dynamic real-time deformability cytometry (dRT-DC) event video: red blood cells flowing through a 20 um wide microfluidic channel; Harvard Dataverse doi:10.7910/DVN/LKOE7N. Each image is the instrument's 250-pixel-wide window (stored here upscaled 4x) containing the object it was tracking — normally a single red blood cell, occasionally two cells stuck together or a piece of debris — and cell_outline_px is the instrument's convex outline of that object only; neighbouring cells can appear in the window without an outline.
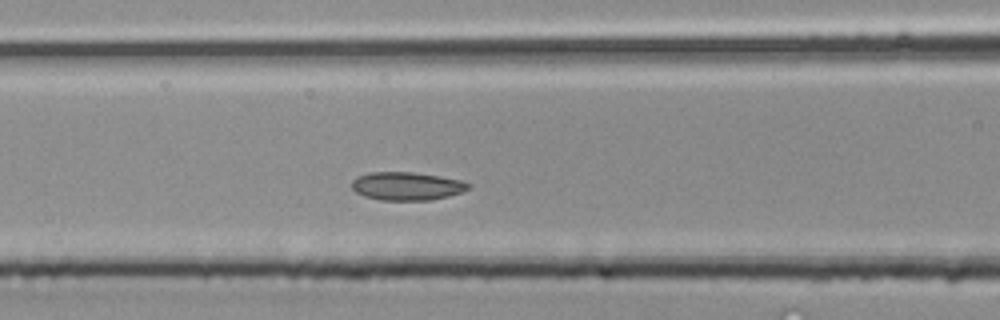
{"species": "common noctule bat (a hibernating species)", "species_latin": "Nyctalus noctula", "temperature_condition": "room temperature", "stored_images_in_passage": 38, "camera_frame_rate_fps": 3000, "um_per_image_px": 0.085, "animal": {"sex": "male", "body_mass_g": 20.4}, "frame": {"image": 1, "passage_image": 13, "time_ms": 4.0, "image_size_px": [1000, 320], "cell_outline_px": [[472, 184], [464, 192], [448, 196], [428, 200], [380, 200], [364, 196], [356, 192], [352, 188], [352, 180], [356, 176], [368, 172], [412, 172], [440, 176], [460, 180]], "centroid_in_image_um": [34.56, 15.81], "position_along_channel_um": 132.0, "area_um2": 19.25}}
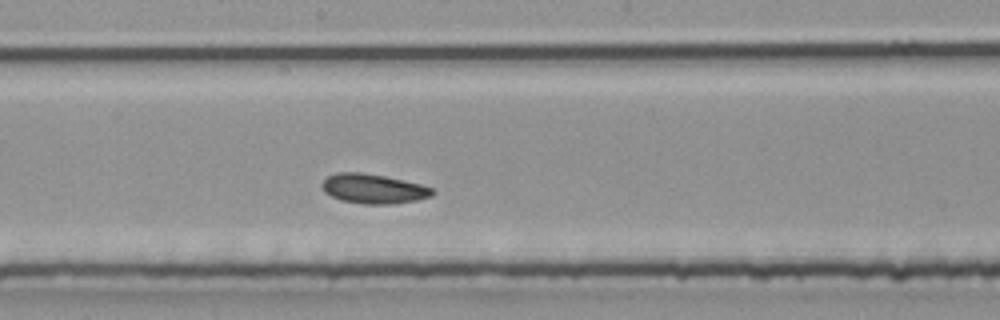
{"frame": {"image": 2, "passage_image": 18, "time_ms": 5.667, "image_size_px": [1000, 320], "cell_outline_px": [[436, 192], [432, 196], [416, 200], [392, 204], [364, 204], [340, 200], [324, 192], [320, 184], [328, 176], [336, 172], [360, 172], [384, 176], [420, 184], [432, 188]], "centroid_in_image_um": [31.72, 16.04], "position_along_channel_um": 216.5, "area_um2": 19.02}}
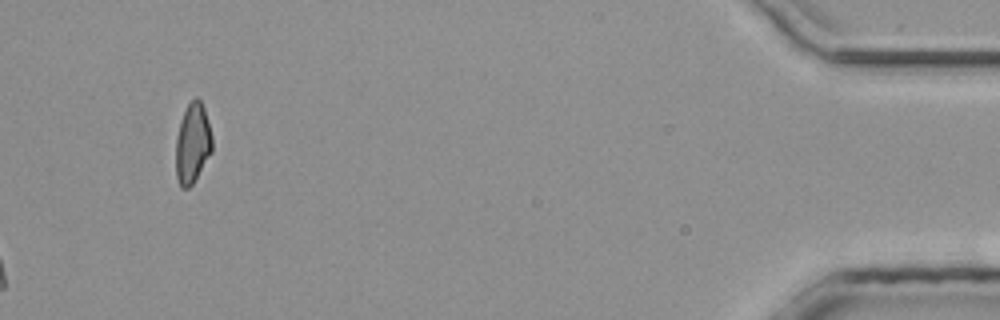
{"frame": {"image": 3, "passage_image": 38, "time_ms": 12.333, "image_size_px": [1000, 320], "cell_outline_px": [[212, 152], [192, 184], [188, 188], [180, 188], [176, 176], [176, 136], [180, 120], [188, 104], [196, 96], [200, 100], [204, 108], [208, 120], [212, 136]], "centroid_in_image_um": [16.36, 12.18], "position_along_channel_um": 418.8, "area_um2": 16.99}}